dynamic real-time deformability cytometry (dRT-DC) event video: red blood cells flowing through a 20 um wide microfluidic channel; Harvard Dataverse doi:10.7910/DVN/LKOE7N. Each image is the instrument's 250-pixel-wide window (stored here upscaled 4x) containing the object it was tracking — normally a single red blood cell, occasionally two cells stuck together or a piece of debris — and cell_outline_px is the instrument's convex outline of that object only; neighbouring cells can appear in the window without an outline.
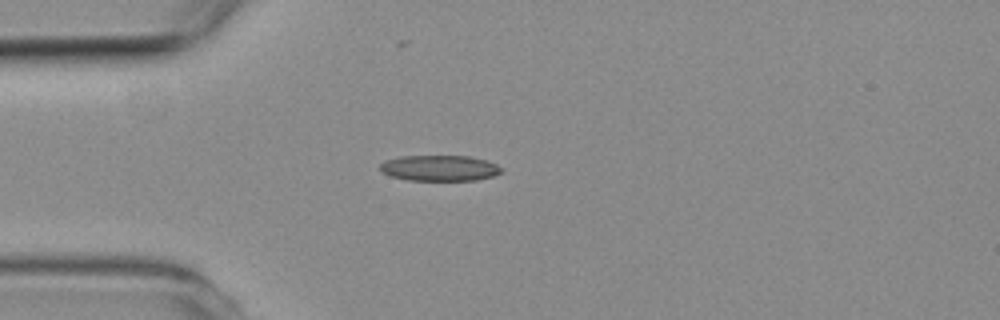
{"species": "common noctule bat (a hibernating species)", "species_latin": "Nyctalus noctula", "temperature_condition": "room temperature", "stored_images_in_passage": 5, "camera_frame_rate_fps": 3000, "um_per_image_px": 0.085, "animal": {"sex": "female", "body_mass_g": 19.3, "forearm_length_mm": 54.1}, "frame": {"image": 1, "passage_image": 3, "time_ms": 3.0, "image_size_px": [1000, 320], "cell_outline_px": [[500, 172], [492, 176], [476, 180], [408, 180], [392, 176], [380, 172], [380, 164], [384, 160], [400, 156], [468, 156], [488, 160], [496, 164], [500, 168]], "centroid_in_image_um": [37.32, 14.28], "position_along_channel_um": 47.7, "area_um2": 18.15}}